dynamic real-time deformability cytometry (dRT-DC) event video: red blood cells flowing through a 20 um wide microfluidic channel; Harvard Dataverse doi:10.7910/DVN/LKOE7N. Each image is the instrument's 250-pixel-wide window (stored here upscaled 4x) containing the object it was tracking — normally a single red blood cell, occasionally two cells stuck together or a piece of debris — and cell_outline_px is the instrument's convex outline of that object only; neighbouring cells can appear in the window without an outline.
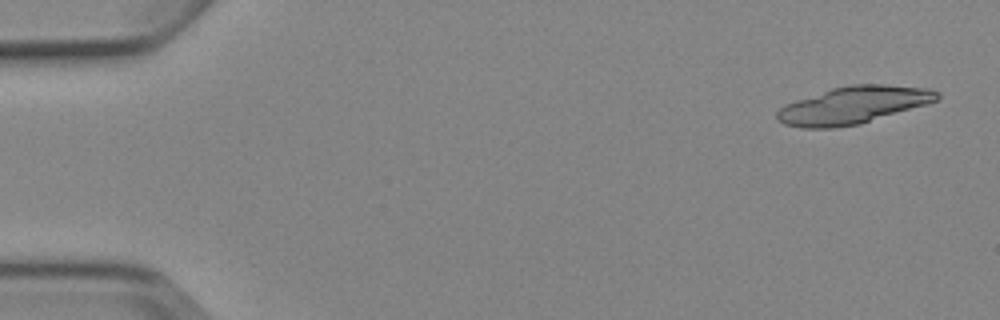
{"species": "Egyptian fruit bat (a non-hibernating species)", "species_latin": "Rousettus aegyptiacus", "temperature_condition": "cold", "stored_images_in_passage": 5, "camera_frame_rate_fps": 3000, "um_per_image_px": 0.085, "animal": {"sex": "female"}, "frame": {"image": 1, "passage_image": 1, "time_ms": 0.0, "image_size_px": [1000, 320], "cell_outline_px": [[940, 96], [936, 100], [928, 104], [860, 124], [832, 128], [800, 128], [784, 124], [776, 120], [776, 112], [784, 104], [832, 88], [852, 84], [884, 84], [928, 88], [940, 92]], "centroid_in_image_um": [72.52, 8.94], "position_along_channel_um": 12.5, "area_um2": 34.91}}